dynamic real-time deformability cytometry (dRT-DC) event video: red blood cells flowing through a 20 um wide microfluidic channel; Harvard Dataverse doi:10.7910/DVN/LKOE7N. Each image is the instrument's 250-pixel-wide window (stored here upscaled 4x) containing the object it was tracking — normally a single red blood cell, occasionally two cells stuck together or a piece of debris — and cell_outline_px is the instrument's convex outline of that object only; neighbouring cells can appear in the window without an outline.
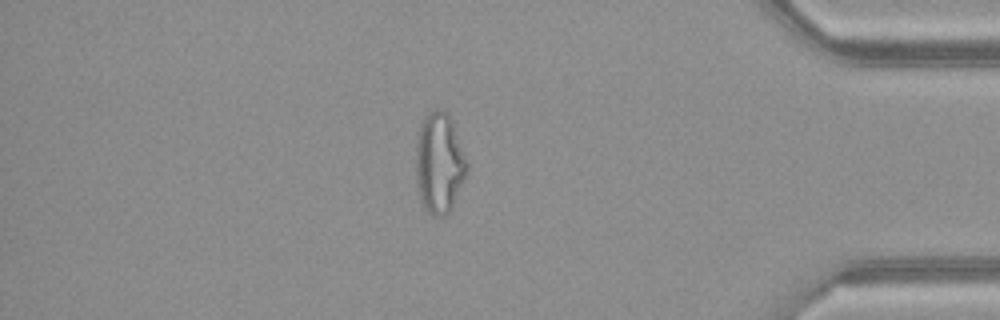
{"species": "common noctule bat (a hibernating species)", "species_latin": "Nyctalus noctula", "temperature_condition": "warm", "stored_images_in_passage": 48, "camera_frame_rate_fps": 3000, "um_per_image_px": 0.085, "animal": {"sex": "female", "body_mass_g": 21.9}, "frame": {"image": 1, "passage_image": 41, "time_ms": 13.333, "image_size_px": [1000, 320], "cell_outline_px": [[468, 172], [452, 208], [444, 216], [432, 216], [424, 208], [416, 188], [416, 140], [420, 124], [424, 116], [440, 108], [448, 112], [452, 120], [468, 160]], "centroid_in_image_um": [37.35, 13.86], "position_along_channel_um": 397.9, "area_um2": 30.52}}